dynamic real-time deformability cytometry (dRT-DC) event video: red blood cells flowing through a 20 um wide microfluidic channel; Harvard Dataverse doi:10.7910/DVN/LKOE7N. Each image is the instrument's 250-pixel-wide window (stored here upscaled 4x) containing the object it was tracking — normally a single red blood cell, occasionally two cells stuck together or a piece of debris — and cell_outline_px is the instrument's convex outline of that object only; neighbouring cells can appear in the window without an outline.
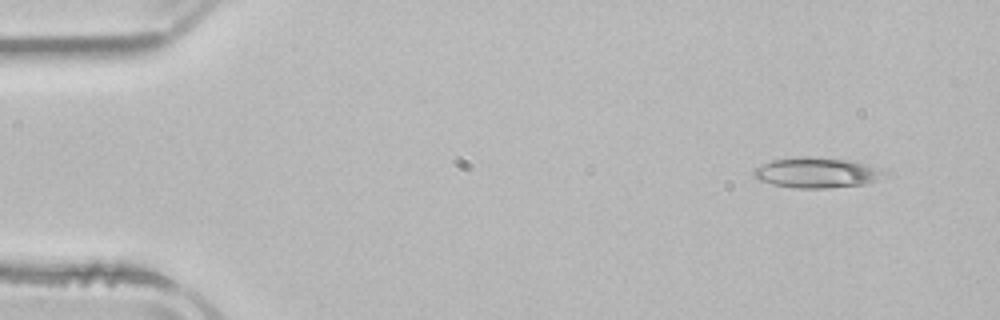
{"species": "common noctule bat (a hibernating species)", "species_latin": "Nyctalus noctula", "temperature_condition": "room temperature", "stored_images_in_passage": 3, "camera_frame_rate_fps": 3000, "um_per_image_px": 0.085, "animal": {"sex": "male", "body_mass_g": 21.5, "forearm_length_mm": 52.0}, "frame": {"image": 1, "passage_image": 1, "time_ms": 0.0, "image_size_px": [1000, 320], "cell_outline_px": [[884, 168], [876, 180], [864, 184], [828, 188], [796, 188], [772, 184], [760, 180], [752, 176], [752, 172], [756, 168], [772, 160], [800, 156], [808, 156], [848, 160]], "centroid_in_image_um": [69.37, 14.67], "position_along_channel_um": 15.6, "area_um2": 22.83}}